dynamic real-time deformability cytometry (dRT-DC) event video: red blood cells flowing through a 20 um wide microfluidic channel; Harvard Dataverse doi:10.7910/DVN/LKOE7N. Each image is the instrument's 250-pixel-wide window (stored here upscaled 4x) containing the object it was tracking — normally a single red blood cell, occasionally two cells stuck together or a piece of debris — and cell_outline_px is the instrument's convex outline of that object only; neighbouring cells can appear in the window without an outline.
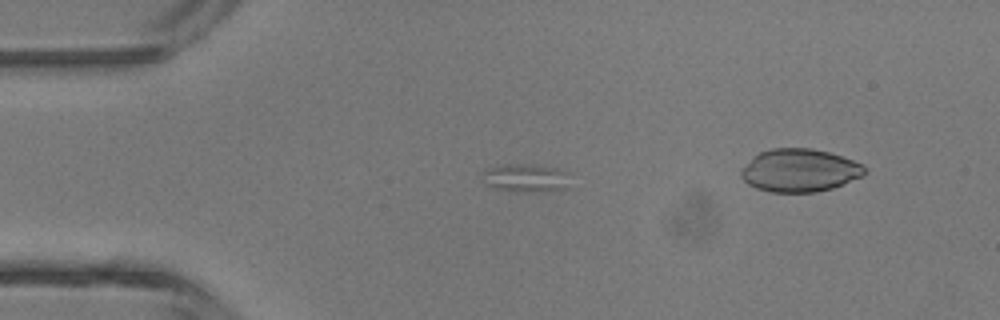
{"species": "common noctule bat (a hibernating species)", "species_latin": "Nyctalus noctula", "temperature_condition": "room temperature", "stored_images_in_passage": 26, "camera_frame_rate_fps": 3000, "um_per_image_px": 0.085, "animal": {"sex": "male", "body_mass_g": 13.3}, "frame": {"image": 1, "passage_image": 3, "time_ms": 0.667, "image_size_px": [1000, 320], "cell_outline_px": [[568, 188], [544, 192], [516, 192], [492, 188], [484, 184], [484, 172], [488, 168], [500, 164], [544, 164], [560, 168], [564, 172]], "centroid_in_image_um": [44.66, 15.12], "position_along_channel_um": 40.3, "area_um2": 14.74}}